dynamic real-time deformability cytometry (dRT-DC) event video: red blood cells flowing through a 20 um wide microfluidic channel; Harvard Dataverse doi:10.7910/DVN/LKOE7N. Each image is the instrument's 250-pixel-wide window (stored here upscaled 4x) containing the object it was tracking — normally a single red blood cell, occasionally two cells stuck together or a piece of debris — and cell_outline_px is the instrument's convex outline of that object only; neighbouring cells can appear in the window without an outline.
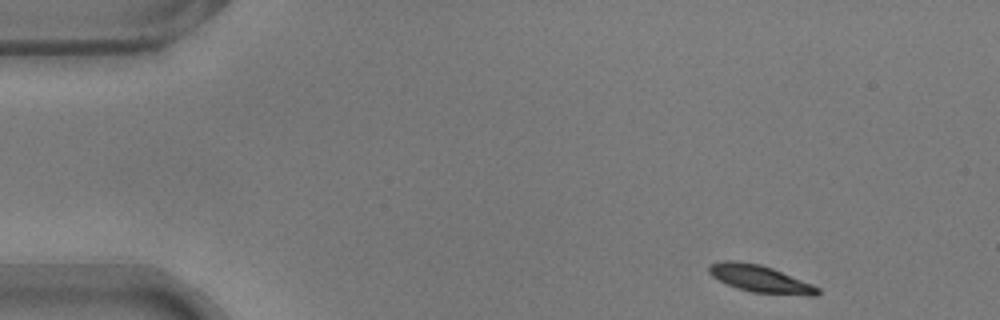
{"species": "common noctule bat (a hibernating species)", "species_latin": "Nyctalus noctula", "temperature_condition": "warm", "stored_images_in_passage": 49, "camera_frame_rate_fps": 3000, "um_per_image_px": 0.085, "animal": {"sex": "male", "body_mass_g": 17.9}, "frame": {"image": 1, "passage_image": 1, "time_ms": 0.0, "image_size_px": [1000, 320], "cell_outline_px": [[820, 292], [816, 296], [808, 296], [752, 292], [736, 288], [712, 276], [708, 272], [708, 264], [724, 260], [732, 260], [760, 264], [772, 268], [812, 284], [820, 288]], "centroid_in_image_um": [64.61, 23.7], "position_along_channel_um": 20.4, "area_um2": 17.22}}
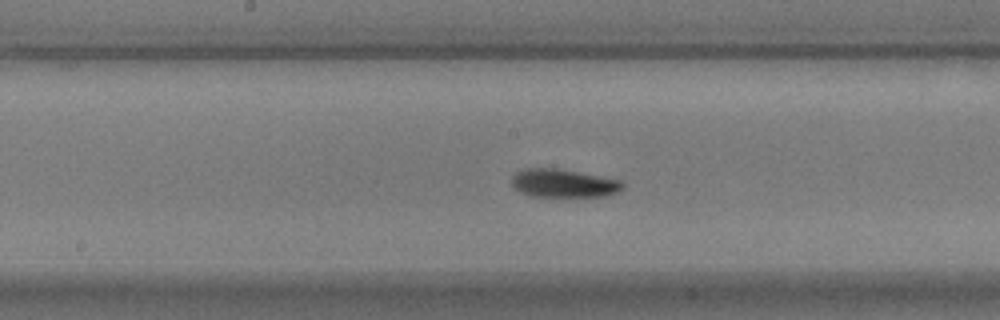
{"frame": {"image": 2, "passage_image": 23, "time_ms": 7.333, "image_size_px": [1000, 320], "cell_outline_px": [[624, 188], [616, 192], [604, 196], [528, 196], [520, 192], [512, 184], [512, 176], [516, 172], [524, 168], [556, 168], [600, 176], [620, 180], [624, 184]], "centroid_in_image_um": [47.87, 15.57], "position_along_channel_um": 200.3, "area_um2": 18.15}}
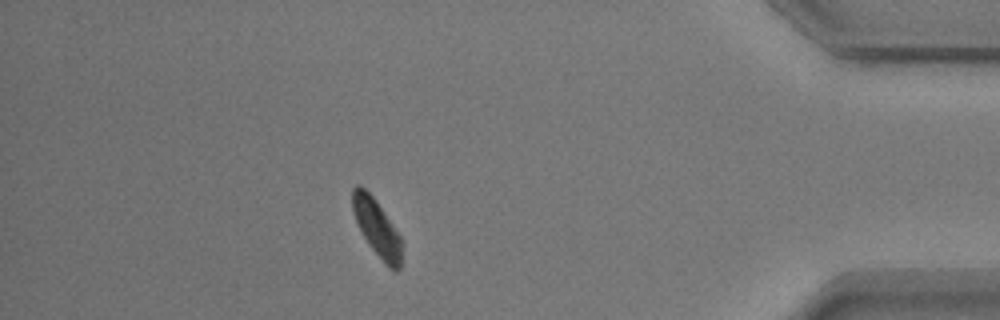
{"frame": {"image": 3, "passage_image": 43, "time_ms": 14.0, "image_size_px": [1000, 320], "cell_outline_px": [[400, 268], [396, 272], [388, 268], [384, 264], [368, 244], [360, 232], [352, 208], [352, 188], [356, 184], [360, 184], [376, 200], [400, 236]], "centroid_in_image_um": [31.99, 19.37], "position_along_channel_um": 403.2, "area_um2": 16.24}, "authors_computed_cell_mechanics": {"area_um2": 17.6868, "velocity_mm_per_s": 3.6861, "shape_relaxation_time_tau1_ms": 2.5542, "shape_relaxation_time_tau2_ms": null, "deformation_change_tau1": 0.1383, "deformation_change_tau2": null}}